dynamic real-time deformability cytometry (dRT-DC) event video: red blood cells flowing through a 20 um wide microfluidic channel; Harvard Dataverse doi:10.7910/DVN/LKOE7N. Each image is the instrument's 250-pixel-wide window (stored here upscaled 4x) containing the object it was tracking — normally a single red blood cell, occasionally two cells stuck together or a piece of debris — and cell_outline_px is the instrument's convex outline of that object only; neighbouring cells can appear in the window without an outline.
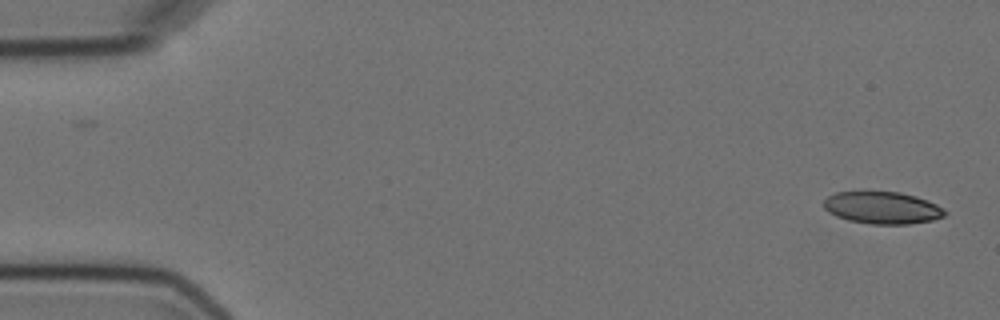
{"species": "Egyptian fruit bat (a non-hibernating species)", "species_latin": "Rousettus aegyptiacus", "temperature_condition": "cold", "stored_images_in_passage": 2, "camera_frame_rate_fps": 3000, "um_per_image_px": 0.085, "animal": {"sex": "female"}, "frame": {"image": 1, "passage_image": 2, "time_ms": 1.333, "image_size_px": [1000, 320], "cell_outline_px": [[948, 212], [944, 216], [932, 220], [908, 224], [872, 224], [848, 220], [836, 216], [828, 212], [824, 208], [824, 200], [828, 196], [836, 192], [900, 192], [916, 196], [936, 204]], "centroid_in_image_um": [74.99, 17.66], "position_along_channel_um": 10.0, "area_um2": 22.6}}